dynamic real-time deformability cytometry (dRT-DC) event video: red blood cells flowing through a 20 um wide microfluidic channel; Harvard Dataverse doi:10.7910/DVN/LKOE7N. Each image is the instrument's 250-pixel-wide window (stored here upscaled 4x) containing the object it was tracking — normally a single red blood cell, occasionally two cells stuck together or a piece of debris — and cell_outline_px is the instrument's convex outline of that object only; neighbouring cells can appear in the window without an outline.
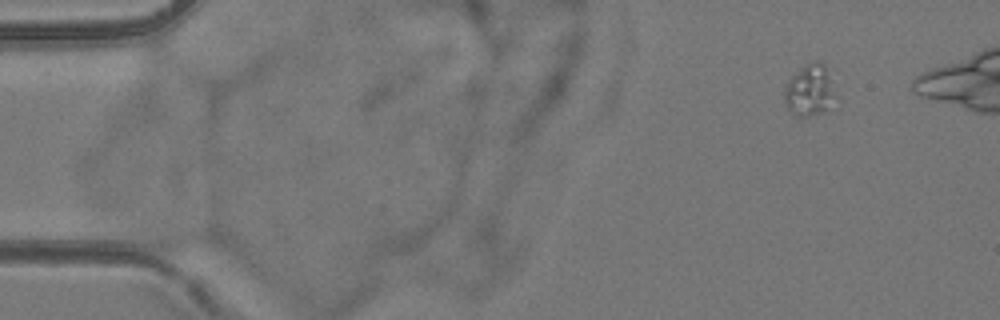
{"species": "common noctule bat (a hibernating species)", "species_latin": "Nyctalus noctula", "temperature_condition": "room temperature", "stored_images_in_passage": 5, "camera_frame_rate_fps": 3000, "um_per_image_px": 0.085, "animal": {"sex": "female", "body_mass_g": 24.6, "forearm_length_mm": 56.2}, "frame": {"image": 1, "passage_image": 1, "time_ms": 0.0, "image_size_px": [1000, 320], "cell_outline_px": [[836, 96], [824, 112], [808, 116], [796, 116], [788, 108], [784, 100], [784, 92], [792, 76], [800, 68], [812, 60], [820, 60], [824, 64], [832, 80]], "centroid_in_image_um": [68.84, 7.65], "position_along_channel_um": 16.2, "area_um2": 15.2}}